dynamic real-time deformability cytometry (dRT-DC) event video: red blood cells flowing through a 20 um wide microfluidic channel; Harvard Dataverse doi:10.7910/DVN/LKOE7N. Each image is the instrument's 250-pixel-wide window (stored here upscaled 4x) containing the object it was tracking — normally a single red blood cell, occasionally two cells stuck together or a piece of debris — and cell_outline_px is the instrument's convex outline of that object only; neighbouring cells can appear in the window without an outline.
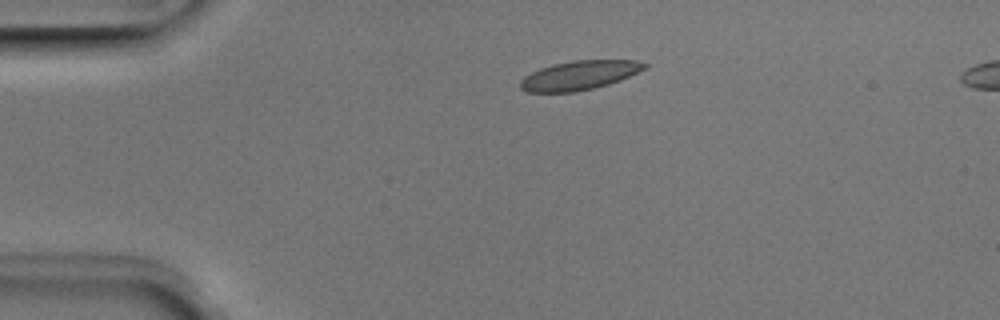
{"species": "Egyptian fruit bat (a non-hibernating species)", "species_latin": "Rousettus aegyptiacus", "temperature_condition": "room temperature", "stored_images_in_passage": 5, "segment_of_instrument_passage": [1, 2], "camera_frame_rate_fps": 3000, "um_per_image_px": 0.085, "animal": {"sex": "male"}, "frame": {"image": 1, "passage_image": 3, "time_ms": 0.667, "image_size_px": [1000, 320], "cell_outline_px": [[648, 68], [620, 80], [608, 84], [592, 88], [572, 92], [528, 92], [520, 88], [520, 80], [524, 76], [540, 68], [552, 64], [572, 60], [636, 60], [648, 64]], "centroid_in_image_um": [49.25, 6.39], "position_along_channel_um": 35.7, "area_um2": 21.1}}